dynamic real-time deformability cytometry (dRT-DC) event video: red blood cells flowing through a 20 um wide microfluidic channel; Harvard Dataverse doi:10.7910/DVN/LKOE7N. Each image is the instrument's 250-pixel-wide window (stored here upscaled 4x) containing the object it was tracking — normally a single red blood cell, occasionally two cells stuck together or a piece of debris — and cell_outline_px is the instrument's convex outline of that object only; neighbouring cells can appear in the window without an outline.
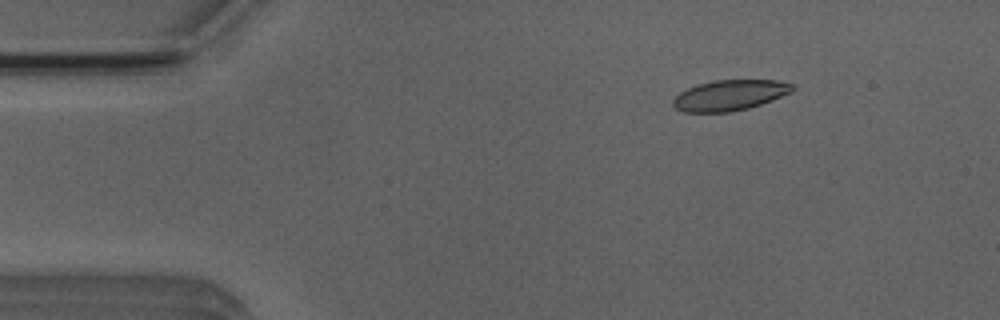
{"species": "Egyptian fruit bat (a non-hibernating species)", "species_latin": "Rousettus aegyptiacus", "temperature_condition": "room temperature", "stored_images_in_passage": 4, "camera_frame_rate_fps": 3000, "um_per_image_px": 0.085, "animal": {"sex": "male"}, "frame": {"image": 1, "passage_image": 2, "time_ms": 1.333, "image_size_px": [1000, 320], "cell_outline_px": [[796, 88], [792, 92], [772, 100], [748, 108], [728, 112], [684, 112], [676, 108], [672, 104], [672, 100], [680, 92], [688, 88], [712, 80], [776, 80], [792, 84]], "centroid_in_image_um": [62.03, 8.09], "position_along_channel_um": 23.0, "area_um2": 21.15}}